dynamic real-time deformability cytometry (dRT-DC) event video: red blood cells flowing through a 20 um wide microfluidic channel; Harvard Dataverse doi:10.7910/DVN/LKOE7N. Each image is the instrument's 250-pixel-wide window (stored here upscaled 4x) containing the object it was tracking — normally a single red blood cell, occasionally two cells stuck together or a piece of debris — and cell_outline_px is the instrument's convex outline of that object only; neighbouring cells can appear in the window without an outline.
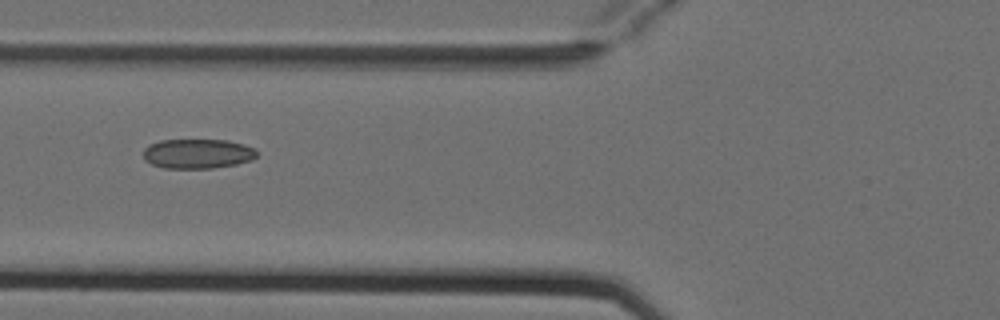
{"species": "Egyptian fruit bat (a non-hibernating species)", "species_latin": "Rousettus aegyptiacus", "temperature_condition": "cold", "stored_images_in_passage": 7, "camera_frame_rate_fps": 3000, "um_per_image_px": 0.085, "animal": {"sex": "female"}, "frame": {"image": 1, "passage_image": 6, "time_ms": 1.667, "image_size_px": [1000, 320], "cell_outline_px": [[256, 156], [252, 160], [236, 164], [212, 168], [164, 168], [152, 164], [144, 160], [140, 152], [148, 144], [160, 140], [228, 140], [244, 144], [256, 148]], "centroid_in_image_um": [16.75, 13.06], "position_along_channel_um": 109.0, "area_um2": 19.88}}
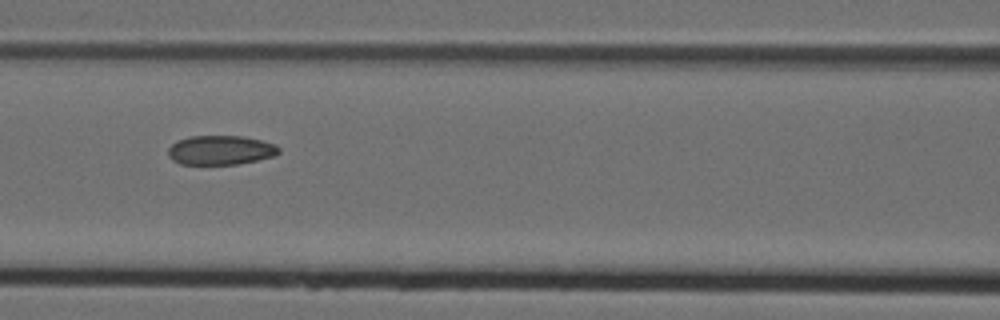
{"frame": {"image": 2, "passage_image": 7, "time_ms": 2.0, "image_size_px": [1000, 320], "cell_outline_px": [[280, 152], [276, 156], [236, 164], [180, 164], [172, 160], [168, 156], [168, 148], [176, 140], [192, 136], [244, 136], [276, 144], [280, 148]], "centroid_in_image_um": [18.75, 12.76], "position_along_channel_um": 147.9, "area_um2": 19.02}}